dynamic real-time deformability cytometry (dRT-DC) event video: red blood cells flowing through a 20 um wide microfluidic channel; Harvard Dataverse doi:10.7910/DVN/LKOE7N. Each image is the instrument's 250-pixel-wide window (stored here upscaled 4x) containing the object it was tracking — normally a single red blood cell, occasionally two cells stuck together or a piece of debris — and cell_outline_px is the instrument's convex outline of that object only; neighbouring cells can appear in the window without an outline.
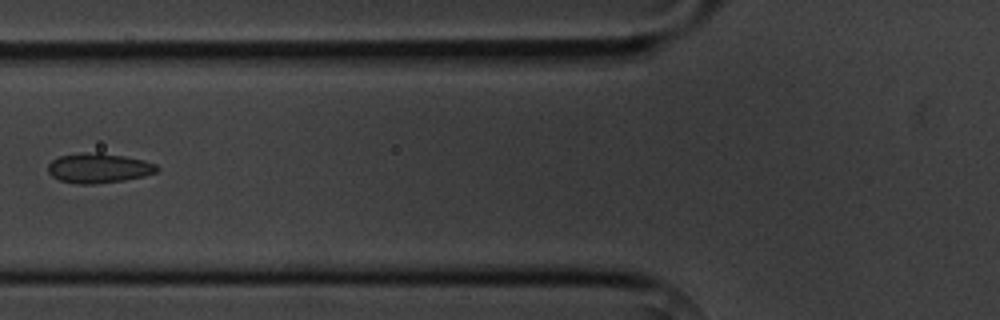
{"species": "common noctule bat (a hibernating species)", "species_latin": "Nyctalus noctula", "temperature_condition": "cold", "stored_images_in_passage": 6, "camera_frame_rate_fps": 3000, "um_per_image_px": 0.085, "animal": {"sex": "male", "body_mass_g": 20.1, "forearm_length_mm": 53.5}, "frame": {"image": 1, "passage_image": 5, "time_ms": 5.667, "image_size_px": [1000, 320], "cell_outline_px": [[160, 168], [156, 172], [144, 176], [124, 180], [92, 184], [76, 184], [60, 180], [52, 176], [48, 172], [48, 164], [52, 160], [60, 156], [80, 152], [100, 152], [124, 156], [144, 160], [156, 164]], "centroid_in_image_um": [8.38, 14.28], "position_along_channel_um": 117.4, "area_um2": 19.02}}
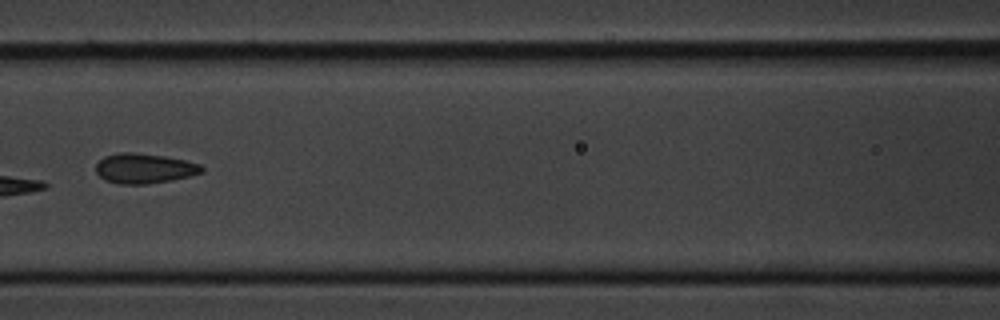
{"frame": {"image": 2, "passage_image": 6, "time_ms": 6.667, "image_size_px": [1000, 320], "cell_outline_px": [[204, 172], [172, 180], [148, 184], [120, 184], [104, 180], [96, 172], [96, 164], [104, 156], [120, 152], [136, 152], [164, 156], [184, 160], [200, 164], [204, 168]], "centroid_in_image_um": [12.25, 14.31], "position_along_channel_um": 154.3, "area_um2": 18.55}}